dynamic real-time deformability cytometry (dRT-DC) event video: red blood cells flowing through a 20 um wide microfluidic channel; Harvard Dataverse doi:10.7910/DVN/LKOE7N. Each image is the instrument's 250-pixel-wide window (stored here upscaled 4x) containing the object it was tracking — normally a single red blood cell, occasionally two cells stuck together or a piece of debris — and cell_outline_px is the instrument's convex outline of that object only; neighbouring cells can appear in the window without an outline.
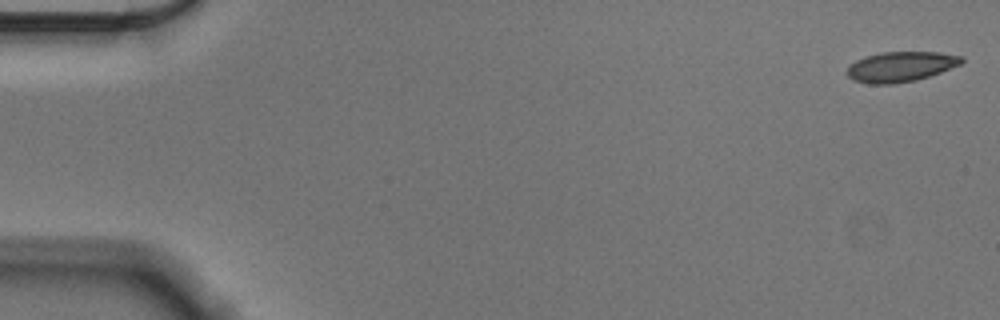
{"species": "Egyptian fruit bat (a non-hibernating species)", "species_latin": "Rousettus aegyptiacus", "temperature_condition": "cold", "stored_images_in_passage": 56, "camera_frame_rate_fps": 3000, "um_per_image_px": 0.085, "animal": {"sex": "male"}, "frame": {"image": 1, "passage_image": 1, "time_ms": 0.0, "image_size_px": [1000, 320], "cell_outline_px": [[964, 60], [960, 64], [940, 72], [916, 80], [892, 84], [868, 84], [852, 80], [844, 72], [856, 60], [880, 52], [940, 52], [964, 56]], "centroid_in_image_um": [76.55, 5.67], "position_along_channel_um": 8.5, "area_um2": 20.11}}
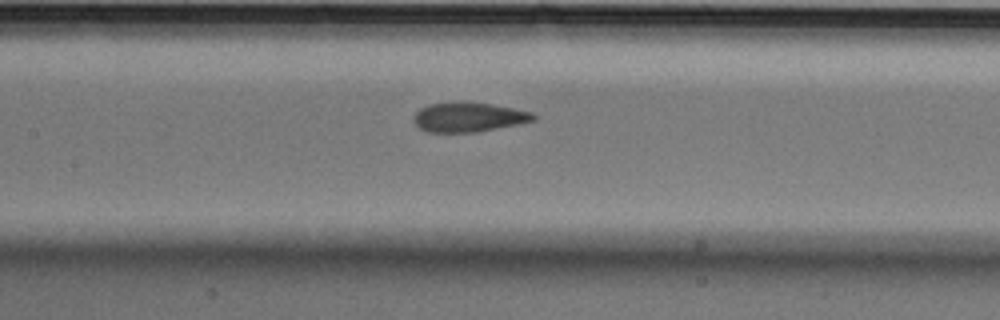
{"frame": {"image": 2, "passage_image": 26, "time_ms": 8.333, "image_size_px": [1000, 320], "cell_outline_px": [[536, 120], [520, 124], [476, 132], [428, 132], [420, 128], [412, 120], [412, 116], [420, 108], [428, 104], [460, 100], [488, 104], [512, 108], [532, 112], [536, 116]], "centroid_in_image_um": [39.8, 9.94], "position_along_channel_um": 167.6, "area_um2": 20.87}}
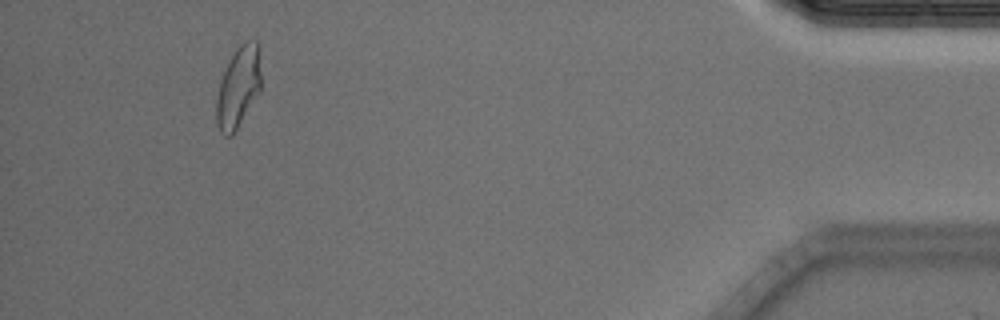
{"frame": {"image": 3, "passage_image": 52, "time_ms": 17.0, "image_size_px": [1000, 320], "cell_outline_px": [[260, 92], [232, 136], [224, 136], [220, 132], [216, 124], [216, 100], [220, 80], [236, 48], [240, 44], [248, 40], [256, 40], [260, 72]], "centroid_in_image_um": [20.23, 7.47], "position_along_channel_um": 415.0, "area_um2": 20.81}, "authors_computed_cell_mechanics": {"area_um2": 20.9236, "velocity_mm_per_s": 3.5788, "shape_relaxation_time_tau1_ms": 5.7848, "shape_relaxation_time_tau2_ms": 1.559, "deformation_change_tau1": 0.1581, "deformation_change_tau2": 0.0699}}